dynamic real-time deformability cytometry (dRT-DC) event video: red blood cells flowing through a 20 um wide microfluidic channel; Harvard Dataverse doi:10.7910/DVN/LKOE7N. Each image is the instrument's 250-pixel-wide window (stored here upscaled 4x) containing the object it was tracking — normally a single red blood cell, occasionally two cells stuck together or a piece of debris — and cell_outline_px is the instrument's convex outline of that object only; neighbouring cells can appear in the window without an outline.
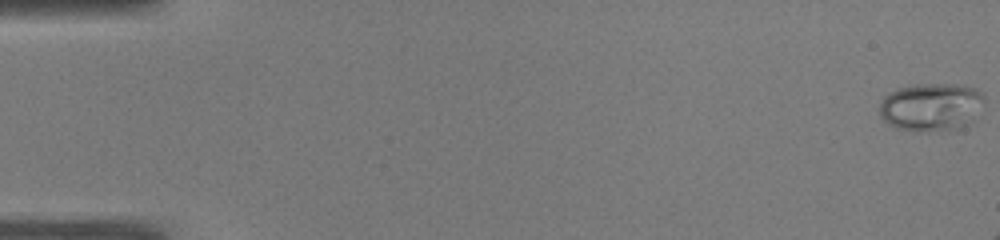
{"species": "common noctule bat (a hibernating species)", "species_latin": "Nyctalus noctula", "temperature_condition": "warm", "stored_images_in_passage": 15, "camera_frame_rate_fps": 3000, "um_per_image_px": 0.085, "animal": {"sex": "male", "body_mass_g": 19.0, "forearm_length_mm": 50.8}, "frame": {"image": 1, "passage_image": 1, "time_ms": 0.0, "image_size_px": [1000, 240], "cell_outline_px": [[984, 104], [976, 120], [960, 128], [912, 132], [896, 128], [888, 124], [880, 116], [880, 100], [888, 92], [900, 88], [916, 84], [956, 84], [976, 88], [984, 92]], "centroid_in_image_um": [79.19, 9.09], "position_along_channel_um": 5.8, "area_um2": 29.94}}